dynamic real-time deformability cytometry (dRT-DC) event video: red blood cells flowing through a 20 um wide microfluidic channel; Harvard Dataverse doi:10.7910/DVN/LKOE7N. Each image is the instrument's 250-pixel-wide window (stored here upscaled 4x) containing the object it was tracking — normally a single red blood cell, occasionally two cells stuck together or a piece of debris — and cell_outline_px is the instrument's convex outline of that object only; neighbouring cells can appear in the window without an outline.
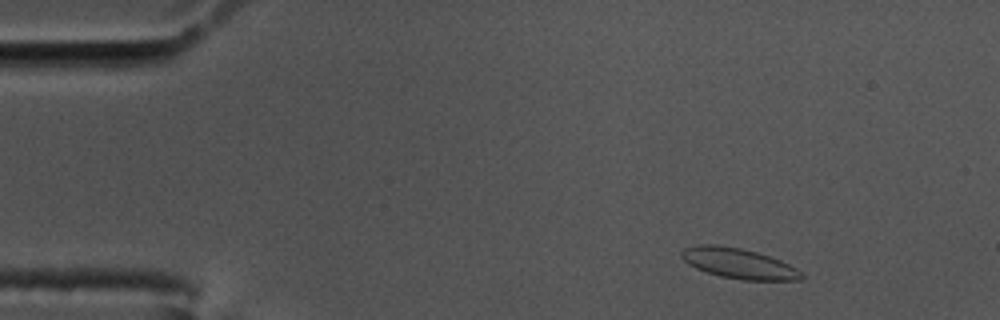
{"species": "common noctule bat (a hibernating species)", "species_latin": "Nyctalus noctula", "temperature_condition": "cold", "stored_images_in_passage": 56, "camera_frame_rate_fps": 3000, "um_per_image_px": 0.085, "animal": {"sex": "male", "body_mass_g": 17.5, "forearm_length_mm": 52.3}, "frame": {"image": 1, "passage_image": 5, "time_ms": 1.333, "image_size_px": [1000, 320], "cell_outline_px": [[804, 276], [800, 280], [744, 280], [720, 276], [696, 268], [688, 264], [680, 256], [680, 252], [684, 248], [700, 244], [716, 244], [740, 248], [756, 252], [780, 260], [796, 268]], "centroid_in_image_um": [62.75, 22.38], "position_along_channel_um": 22.2, "area_um2": 21.04}}
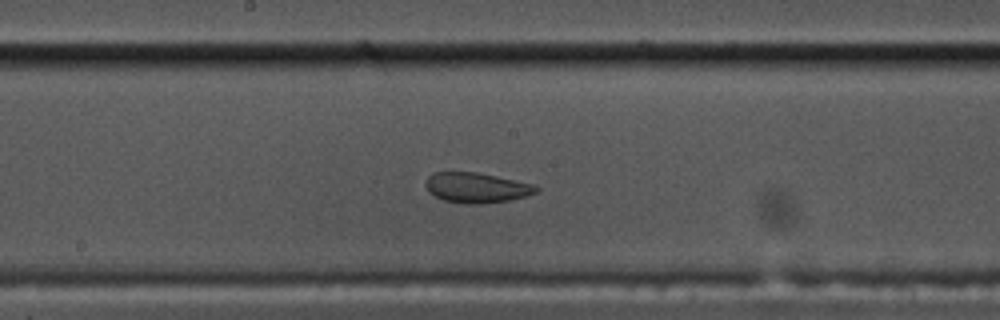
{"frame": {"image": 2, "passage_image": 28, "time_ms": 9.0, "image_size_px": [1000, 320], "cell_outline_px": [[540, 188], [536, 192], [528, 196], [508, 200], [480, 204], [464, 204], [444, 200], [428, 192], [424, 184], [428, 176], [432, 172], [476, 172], [536, 184]], "centroid_in_image_um": [40.51, 15.95], "position_along_channel_um": 207.7, "area_um2": 19.59}}
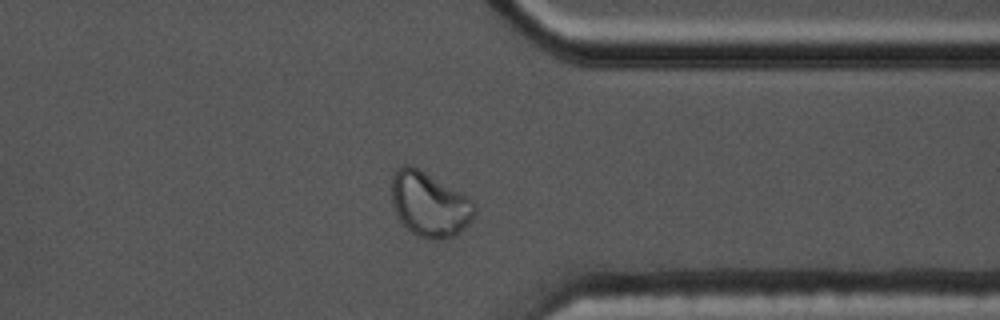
{"frame": {"image": 3, "passage_image": 43, "time_ms": 14.0, "image_size_px": [1000, 320], "cell_outline_px": [[476, 212], [472, 220], [464, 228], [452, 236], [432, 240], [416, 236], [400, 220], [396, 212], [392, 200], [392, 176], [396, 168], [400, 164], [408, 164], [424, 172], [472, 200], [476, 204]], "centroid_in_image_um": [36.49, 17.37], "position_along_channel_um": 374.9, "area_um2": 30.75}}